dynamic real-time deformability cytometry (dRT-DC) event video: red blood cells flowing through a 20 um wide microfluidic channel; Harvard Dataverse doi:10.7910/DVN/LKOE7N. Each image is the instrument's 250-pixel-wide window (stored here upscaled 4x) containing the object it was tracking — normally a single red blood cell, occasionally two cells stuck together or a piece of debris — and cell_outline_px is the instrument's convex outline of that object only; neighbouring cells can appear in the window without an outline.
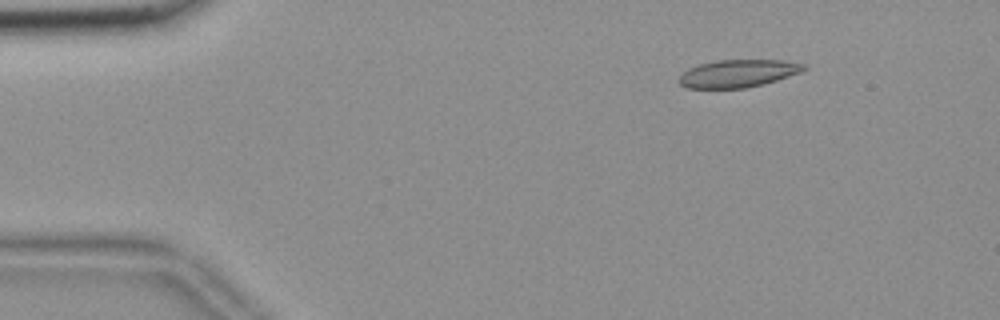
{"species": "common noctule bat (a hibernating species)", "species_latin": "Nyctalus noctula", "temperature_condition": "room temperature", "stored_images_in_passage": 56, "camera_frame_rate_fps": 3000, "um_per_image_px": 0.085, "animal": {"sex": "female", "body_mass_g": 18.4}, "frame": {"image": 1, "passage_image": 8, "time_ms": 2.333, "image_size_px": [1000, 320], "cell_outline_px": [[808, 68], [800, 72], [764, 84], [748, 88], [688, 88], [680, 84], [676, 80], [688, 68], [700, 64], [716, 60], [784, 60], [808, 64]], "centroid_in_image_um": [62.75, 6.24], "position_along_channel_um": 22.3, "area_um2": 20.23}}
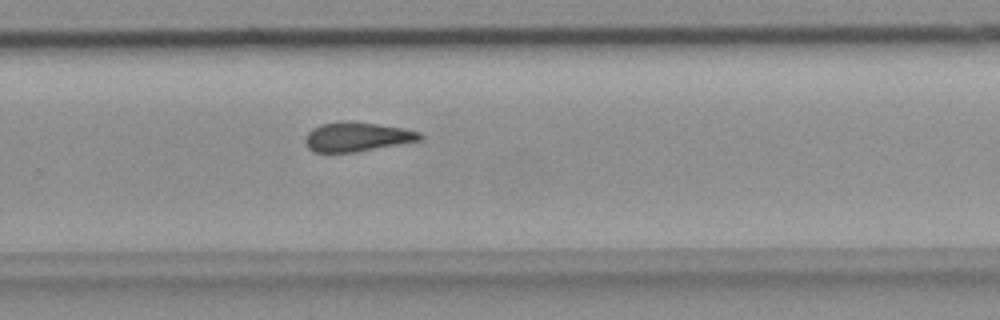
{"frame": {"image": 2, "passage_image": 37, "time_ms": 12.0, "image_size_px": [1000, 320], "cell_outline_px": [[424, 136], [420, 140], [400, 144], [356, 152], [316, 152], [308, 148], [304, 144], [304, 140], [308, 132], [312, 128], [320, 124], [344, 120], [376, 124], [404, 128], [420, 132]], "centroid_in_image_um": [30.32, 11.62], "position_along_channel_um": 299.5, "area_um2": 19.65}}
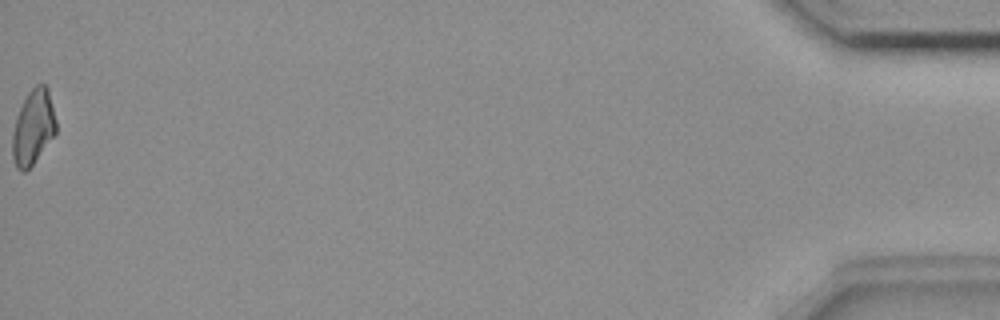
{"frame": {"image": 3, "passage_image": 56, "time_ms": 18.333, "image_size_px": [1000, 320], "cell_outline_px": [[56, 132], [32, 164], [24, 172], [20, 172], [16, 168], [12, 156], [12, 136], [16, 116], [28, 92], [36, 84], [44, 84], [48, 88], [56, 120]], "centroid_in_image_um": [2.8, 10.81], "position_along_channel_um": 432.4, "area_um2": 18.84}, "authors_computed_cell_mechanics": {"area_um2": 20.1144, "velocity_mm_per_s": 3.6893, "shape_relaxation_time_tau1_ms": null, "shape_relaxation_time_tau2_ms": 7.2838, "deformation_change_tau1": null, "deformation_change_tau2": 0.1387}}